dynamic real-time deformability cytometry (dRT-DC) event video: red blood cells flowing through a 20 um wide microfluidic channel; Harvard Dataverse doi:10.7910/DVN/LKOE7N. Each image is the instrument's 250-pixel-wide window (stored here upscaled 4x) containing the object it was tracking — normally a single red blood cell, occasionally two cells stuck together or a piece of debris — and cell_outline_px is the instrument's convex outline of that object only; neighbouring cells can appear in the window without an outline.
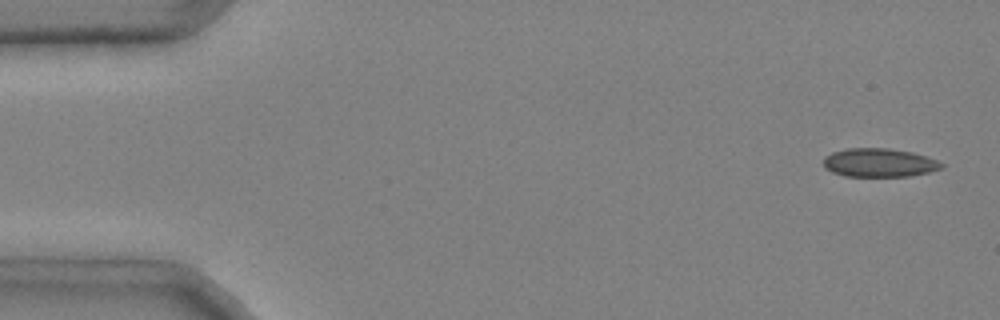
{"species": "common noctule bat (a hibernating species)", "species_latin": "Nyctalus noctula", "temperature_condition": "cold", "stored_images_in_passage": 45, "camera_frame_rate_fps": 3000, "um_per_image_px": 0.085, "animal": {"sex": "male", "body_mass_g": 20.4}, "frame": {"image": 1, "passage_image": 1, "time_ms": 0.0, "image_size_px": [1000, 320], "cell_outline_px": [[944, 168], [928, 172], [908, 176], [844, 176], [832, 172], [824, 168], [824, 156], [832, 152], [848, 148], [888, 148], [912, 152], [936, 160], [944, 164]], "centroid_in_image_um": [74.71, 13.83], "position_along_channel_um": 10.3, "area_um2": 19.65}}
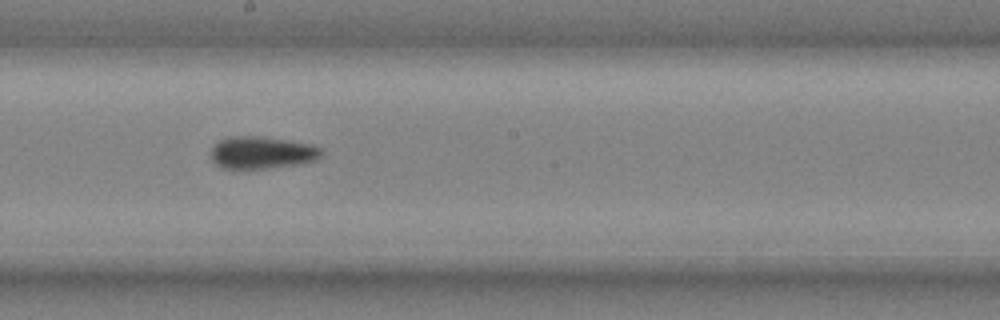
{"frame": {"image": 2, "passage_image": 26, "time_ms": 8.333, "image_size_px": [1000, 320], "cell_outline_px": [[324, 156], [316, 160], [304, 164], [268, 168], [220, 168], [212, 160], [212, 148], [220, 140], [228, 136], [260, 136], [312, 144], [324, 148]], "centroid_in_image_um": [22.35, 12.97], "position_along_channel_um": 225.9, "area_um2": 21.1}}
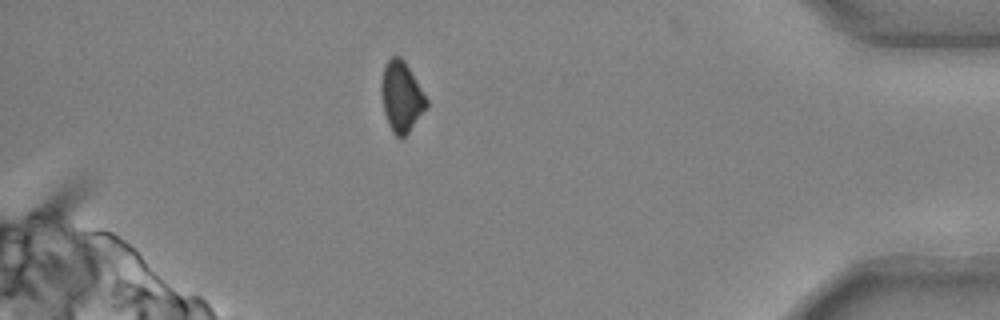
{"frame": {"image": 3, "passage_image": 42, "time_ms": 13.667, "image_size_px": [1000, 320], "cell_outline_px": [[428, 104], [408, 132], [400, 140], [392, 132], [388, 124], [384, 112], [380, 92], [380, 84], [384, 64], [392, 56], [400, 56], [404, 60], [428, 100]], "centroid_in_image_um": [34.08, 8.2], "position_along_channel_um": 401.1, "area_um2": 18.44}, "authors_computed_cell_mechanics": {"area_um2": 20.0566, "velocity_mm_per_s": 4.0029, "shape_relaxation_time_tau1_ms": 4.0413, "shape_relaxation_time_tau2_ms": 7.0547, "deformation_change_tau1": 0.0915, "deformation_change_tau2": 0.1131}}